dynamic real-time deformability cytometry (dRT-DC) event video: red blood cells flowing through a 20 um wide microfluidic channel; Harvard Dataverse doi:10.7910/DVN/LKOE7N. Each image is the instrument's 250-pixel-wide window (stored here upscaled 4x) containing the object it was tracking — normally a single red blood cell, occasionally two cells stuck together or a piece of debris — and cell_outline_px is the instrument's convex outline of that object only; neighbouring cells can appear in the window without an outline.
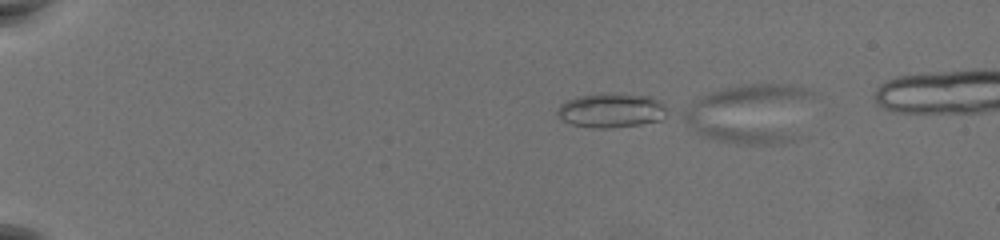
{"species": "common noctule bat (a hibernating species)", "species_latin": "Nyctalus noctula", "temperature_condition": "warm", "stored_images_in_passage": 8, "camera_frame_rate_fps": 3000, "um_per_image_px": 0.085, "animal": {"sex": "female", "body_mass_g": 19.5, "forearm_length_mm": 54.1}, "frame": {"image": 1, "passage_image": 1, "time_ms": 0.0, "image_size_px": [1000, 240], "cell_outline_px": [[672, 112], [668, 116], [660, 120], [640, 124], [608, 128], [592, 128], [572, 124], [564, 120], [556, 112], [560, 104], [568, 100], [580, 96], [604, 92], [612, 92], [648, 96]], "centroid_in_image_um": [51.98, 9.38], "position_along_channel_um": 33.0, "area_um2": 22.02}}